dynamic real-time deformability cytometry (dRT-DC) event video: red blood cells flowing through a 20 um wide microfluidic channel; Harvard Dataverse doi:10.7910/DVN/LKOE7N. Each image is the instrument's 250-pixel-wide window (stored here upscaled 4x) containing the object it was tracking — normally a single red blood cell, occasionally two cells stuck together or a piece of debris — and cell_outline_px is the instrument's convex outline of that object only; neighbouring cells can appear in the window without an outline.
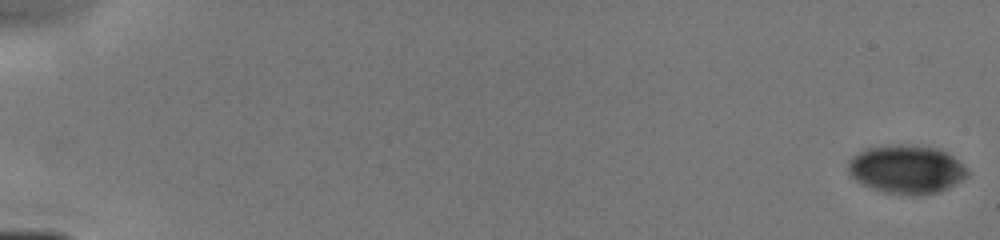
{"species": "human", "species_latin": "Homo sapiens", "temperature_condition": "cold", "stored_images_in_passage": 16, "camera_frame_rate_fps": 3000, "um_per_image_px": 0.085, "donor": {"sex": "male"}, "frame": {"image": 1, "passage_image": 1, "time_ms": 0.0, "image_size_px": [1000, 240], "cell_outline_px": [[968, 176], [936, 192], [920, 196], [900, 196], [880, 192], [860, 184], [848, 172], [848, 160], [852, 156], [868, 148], [900, 144], [936, 148], [952, 156], [968, 168]], "centroid_in_image_um": [77.0, 14.42], "position_along_channel_um": 8.0, "area_um2": 33.76}}